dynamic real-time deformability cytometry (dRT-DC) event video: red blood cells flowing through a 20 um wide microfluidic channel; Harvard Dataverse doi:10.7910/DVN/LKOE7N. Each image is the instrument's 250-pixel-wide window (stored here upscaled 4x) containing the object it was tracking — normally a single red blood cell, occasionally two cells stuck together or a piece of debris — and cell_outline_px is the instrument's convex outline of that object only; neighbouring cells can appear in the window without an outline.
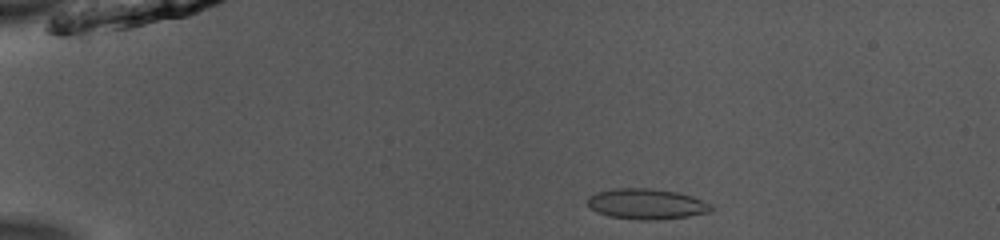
{"species": "common noctule bat (a hibernating species)", "species_latin": "Nyctalus noctula", "temperature_condition": "room temperature", "stored_images_in_passage": 42, "camera_frame_rate_fps": 3000, "um_per_image_px": 0.085, "animal": {"sex": "male", "body_mass_g": 13.0, "forearm_length_mm": 53.1}, "frame": {"image": 1, "passage_image": 1, "time_ms": 0.0, "image_size_px": [1000, 240], "cell_outline_px": [[716, 208], [712, 212], [688, 216], [656, 220], [636, 220], [608, 216], [596, 212], [588, 204], [588, 196], [596, 192], [612, 188], [652, 188], [676, 192], [692, 196], [712, 204]], "centroid_in_image_um": [54.98, 17.34], "position_along_channel_um": 30.0, "area_um2": 22.31}}
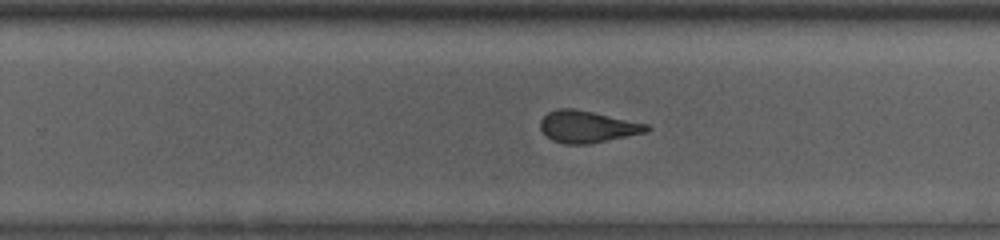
{"frame": {"image": 2, "passage_image": 25, "time_ms": 8.0, "image_size_px": [1000, 240], "cell_outline_px": [[652, 128], [648, 132], [588, 144], [564, 144], [552, 140], [540, 128], [540, 120], [548, 112], [556, 108], [572, 108], [592, 112], [648, 124]], "centroid_in_image_um": [49.93, 10.77], "position_along_channel_um": 279.9, "area_um2": 19.65}}
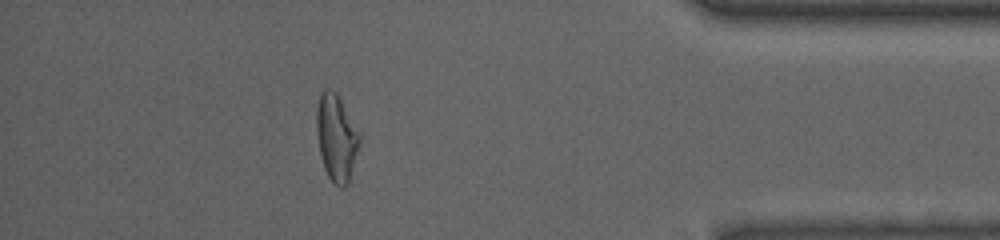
{"frame": {"image": 3, "passage_image": 37, "time_ms": 12.0, "image_size_px": [1000, 240], "cell_outline_px": [[360, 144], [348, 184], [344, 188], [340, 188], [328, 176], [324, 168], [320, 156], [316, 132], [316, 108], [320, 92], [324, 88], [328, 88], [336, 92], [340, 96], [360, 132]], "centroid_in_image_um": [28.59, 11.66], "position_along_channel_um": 406.6, "area_um2": 22.2}, "authors_computed_cell_mechanics": {"area_um2": 20.7213, "velocity_mm_per_s": 3.9626, "shape_relaxation_time_tau1_ms": 4.7188, "shape_relaxation_time_tau2_ms": 1.0773, "deformation_change_tau1": 0.185, "deformation_change_tau2": 0.098}}